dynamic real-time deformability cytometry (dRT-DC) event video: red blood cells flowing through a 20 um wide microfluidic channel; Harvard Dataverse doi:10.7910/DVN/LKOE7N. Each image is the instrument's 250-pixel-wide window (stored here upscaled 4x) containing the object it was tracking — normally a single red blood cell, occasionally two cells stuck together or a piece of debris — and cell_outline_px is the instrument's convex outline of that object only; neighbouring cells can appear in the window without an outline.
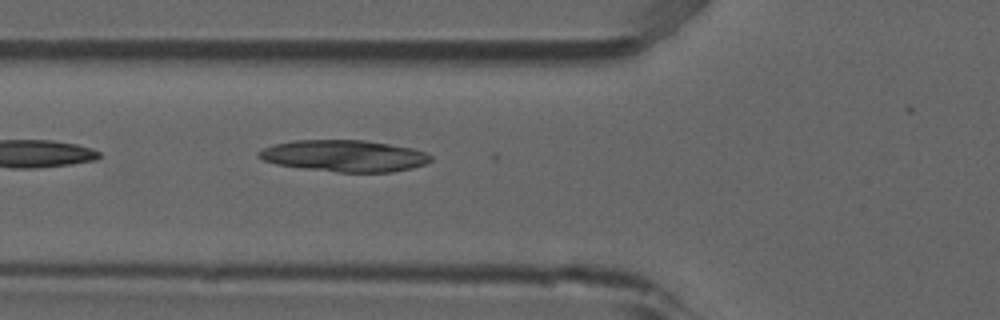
{"species": "common noctule bat (a hibernating species)", "species_latin": "Nyctalus noctula", "temperature_condition": "room temperature", "stored_images_in_passage": 6, "camera_frame_rate_fps": 3000, "um_per_image_px": 0.085, "animal": {"sex": "male", "forearm_length_mm": 52.5}, "frame": {"image": 1, "passage_image": 6, "time_ms": 1.667, "image_size_px": [1000, 320], "cell_outline_px": [[432, 160], [424, 164], [412, 168], [392, 172], [336, 172], [300, 168], [276, 164], [264, 160], [256, 156], [256, 152], [272, 144], [292, 140], [364, 140], [412, 148], [424, 152], [432, 156]], "centroid_in_image_um": [29.22, 13.25], "position_along_channel_um": 96.6, "area_um2": 31.79}}